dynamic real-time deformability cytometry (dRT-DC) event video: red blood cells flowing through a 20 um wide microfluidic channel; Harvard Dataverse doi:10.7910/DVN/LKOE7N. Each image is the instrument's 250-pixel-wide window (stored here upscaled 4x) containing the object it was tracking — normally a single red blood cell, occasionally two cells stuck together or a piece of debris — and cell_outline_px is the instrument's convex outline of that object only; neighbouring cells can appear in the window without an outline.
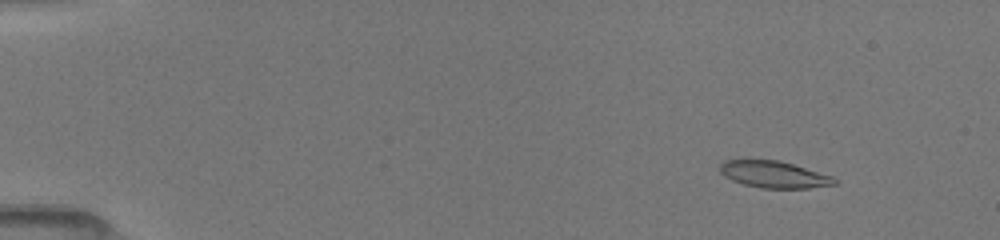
{"species": "common noctule bat (a hibernating species)", "species_latin": "Nyctalus noctula", "temperature_condition": "room temperature", "stored_images_in_passage": 52, "camera_frame_rate_fps": 3000, "um_per_image_px": 0.085, "animal": {"sex": "female", "body_mass_g": 19.5, "forearm_length_mm": 54.1}, "frame": {"image": 1, "passage_image": 6, "time_ms": 1.667, "image_size_px": [1000, 240], "cell_outline_px": [[836, 184], [808, 188], [760, 188], [744, 184], [732, 180], [724, 176], [720, 172], [720, 164], [724, 160], [780, 160], [832, 176], [836, 180]], "centroid_in_image_um": [65.76, 14.83], "position_along_channel_um": 19.2, "area_um2": 17.74}}
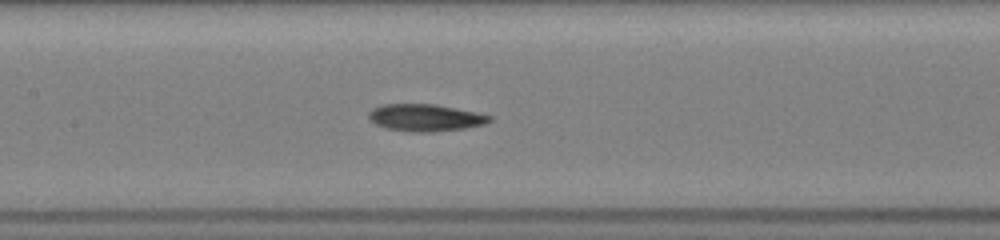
{"frame": {"image": 2, "passage_image": 26, "time_ms": 8.333, "image_size_px": [1000, 240], "cell_outline_px": [[492, 120], [484, 124], [464, 128], [432, 132], [408, 132], [384, 128], [368, 120], [368, 112], [372, 108], [380, 104], [436, 104], [476, 112], [492, 116]], "centroid_in_image_um": [36.1, 10.0], "position_along_channel_um": 171.3, "area_um2": 19.31}}
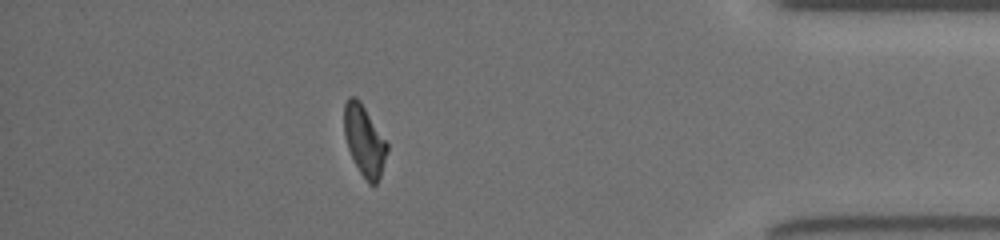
{"frame": {"image": 3, "passage_image": 46, "time_ms": 15.0, "image_size_px": [1000, 240], "cell_outline_px": [[388, 152], [380, 176], [376, 184], [368, 184], [360, 172], [348, 148], [344, 136], [344, 104], [348, 96], [356, 96], [360, 100], [388, 144]], "centroid_in_image_um": [30.96, 11.92], "position_along_channel_um": 404.2, "area_um2": 17.63}, "authors_computed_cell_mechanics": {"area_um2": 18.4382, "velocity_mm_per_s": 4.0317, "shape_relaxation_time_tau1_ms": 10.2367, "shape_relaxation_time_tau2_ms": 2.9876, "deformation_change_tau1": 0.2914, "deformation_change_tau2": 0.0923}}